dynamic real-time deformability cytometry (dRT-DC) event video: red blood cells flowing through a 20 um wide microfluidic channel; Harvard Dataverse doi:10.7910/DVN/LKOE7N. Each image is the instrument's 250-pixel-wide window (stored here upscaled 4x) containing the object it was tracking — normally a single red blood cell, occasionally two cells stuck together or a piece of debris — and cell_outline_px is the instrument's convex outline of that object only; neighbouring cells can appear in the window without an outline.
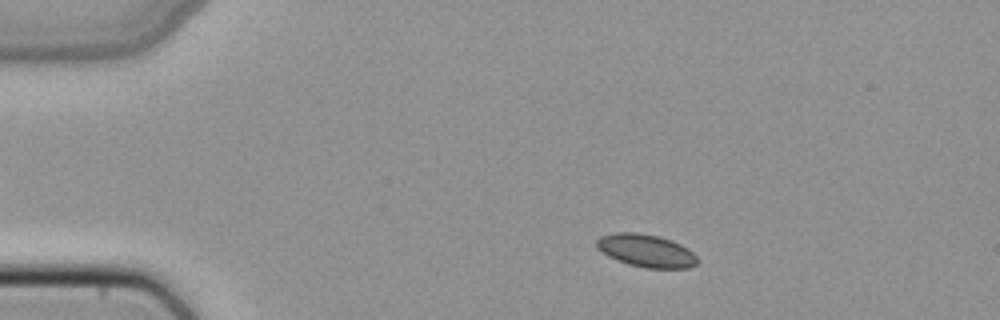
{"species": "common noctule bat (a hibernating species)", "species_latin": "Nyctalus noctula", "temperature_condition": "cold", "stored_images_in_passage": 47, "camera_frame_rate_fps": 3000, "um_per_image_px": 0.085, "animal": {"sex": "female", "body_mass_g": 22.7, "forearm_length_mm": 54.2}, "frame": {"image": 1, "passage_image": 6, "time_ms": 1.667, "image_size_px": [1000, 320], "cell_outline_px": [[700, 260], [696, 264], [688, 268], [644, 268], [628, 264], [616, 260], [600, 252], [596, 248], [596, 240], [600, 236], [616, 232], [636, 232], [660, 236], [672, 240], [688, 248]], "centroid_in_image_um": [54.9, 21.3], "position_along_channel_um": 30.1, "area_um2": 19.54}}
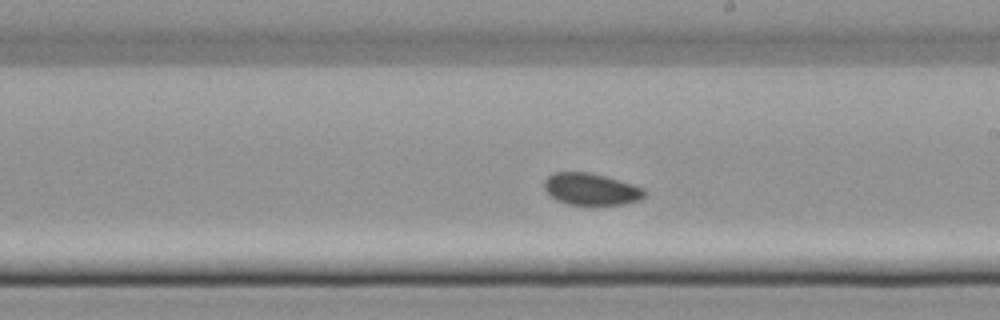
{"frame": {"image": 2, "passage_image": 26, "time_ms": 8.333, "image_size_px": [1000, 320], "cell_outline_px": [[644, 196], [640, 200], [624, 204], [568, 204], [556, 200], [544, 188], [544, 180], [552, 172], [588, 172], [604, 176], [632, 184], [644, 188]], "centroid_in_image_um": [50.22, 16.07], "position_along_channel_um": 238.8, "area_um2": 18.38}}
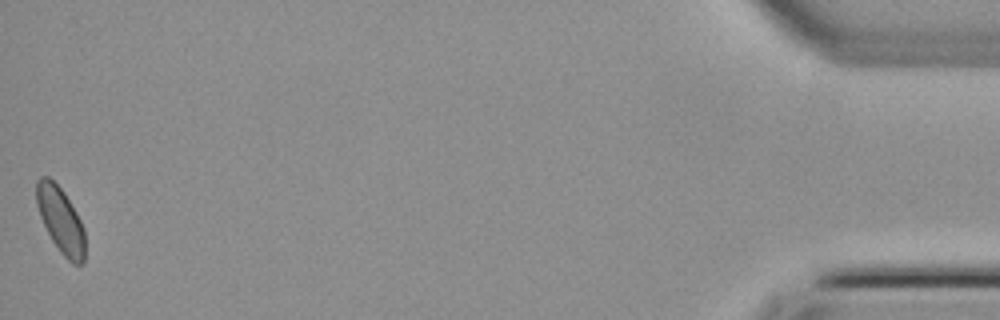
{"frame": {"image": 3, "passage_image": 47, "time_ms": 15.333, "image_size_px": [1000, 320], "cell_outline_px": [[84, 264], [72, 264], [60, 252], [52, 240], [40, 216], [36, 204], [36, 180], [40, 176], [48, 176], [64, 192], [76, 212], [84, 228]], "centroid_in_image_um": [5.14, 18.7], "position_along_channel_um": 430.1, "area_um2": 18.5}}